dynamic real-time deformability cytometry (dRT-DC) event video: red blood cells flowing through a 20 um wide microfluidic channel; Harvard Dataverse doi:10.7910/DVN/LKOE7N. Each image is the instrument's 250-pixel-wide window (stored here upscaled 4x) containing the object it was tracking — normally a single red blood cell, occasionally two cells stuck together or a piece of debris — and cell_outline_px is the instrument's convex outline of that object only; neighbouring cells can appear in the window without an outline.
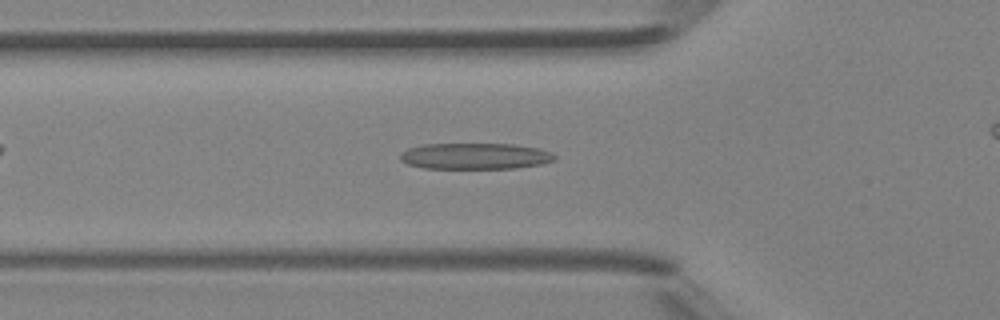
{"species": "Egyptian fruit bat (a non-hibernating species)", "species_latin": "Rousettus aegyptiacus", "temperature_condition": "room temperature", "stored_images_in_passage": 40, "camera_frame_rate_fps": 3000, "um_per_image_px": 0.085, "animal": {"sex": "female"}, "frame": {"image": 1, "passage_image": 15, "time_ms": 4.667, "image_size_px": [1000, 320], "cell_outline_px": [[556, 160], [540, 164], [516, 168], [424, 168], [408, 164], [400, 160], [400, 152], [408, 148], [424, 144], [512, 144], [540, 148], [552, 152], [556, 156]], "centroid_in_image_um": [40.39, 13.26], "position_along_channel_um": 85.4, "area_um2": 23.64}}
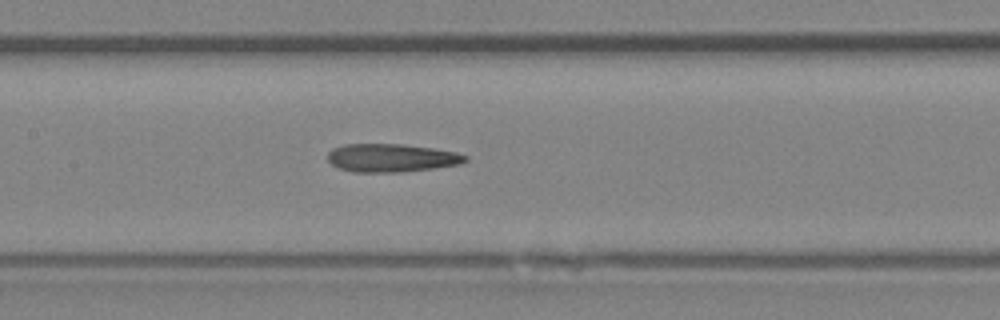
{"frame": {"image": 2, "passage_image": 21, "time_ms": 6.667, "image_size_px": [1000, 320], "cell_outline_px": [[468, 160], [460, 164], [432, 168], [400, 172], [352, 172], [340, 168], [332, 164], [328, 160], [328, 152], [332, 148], [344, 144], [400, 144], [432, 148], [456, 152], [468, 156]], "centroid_in_image_um": [33.26, 13.42], "position_along_channel_um": 174.1, "area_um2": 22.54}}
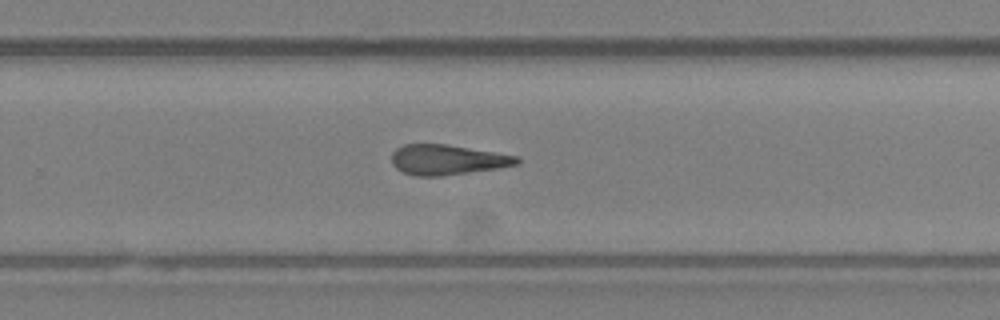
{"frame": {"image": 3, "passage_image": 29, "time_ms": 9.333, "image_size_px": [1000, 320], "cell_outline_px": [[520, 164], [496, 168], [440, 176], [416, 176], [404, 172], [396, 168], [392, 164], [392, 152], [396, 148], [404, 144], [444, 144], [520, 156]], "centroid_in_image_um": [38.02, 13.57], "position_along_channel_um": 291.8, "area_um2": 21.85}, "authors_computed_cell_mechanics": {"area_um2": 22.8021, "velocity_mm_per_s": 4.4395, "shape_relaxation_time_tau1_ms": 5.6777, "shape_relaxation_time_tau2_ms": 4.3528, "deformation_change_tau1": 0.189, "deformation_change_tau2": 0.1929}}